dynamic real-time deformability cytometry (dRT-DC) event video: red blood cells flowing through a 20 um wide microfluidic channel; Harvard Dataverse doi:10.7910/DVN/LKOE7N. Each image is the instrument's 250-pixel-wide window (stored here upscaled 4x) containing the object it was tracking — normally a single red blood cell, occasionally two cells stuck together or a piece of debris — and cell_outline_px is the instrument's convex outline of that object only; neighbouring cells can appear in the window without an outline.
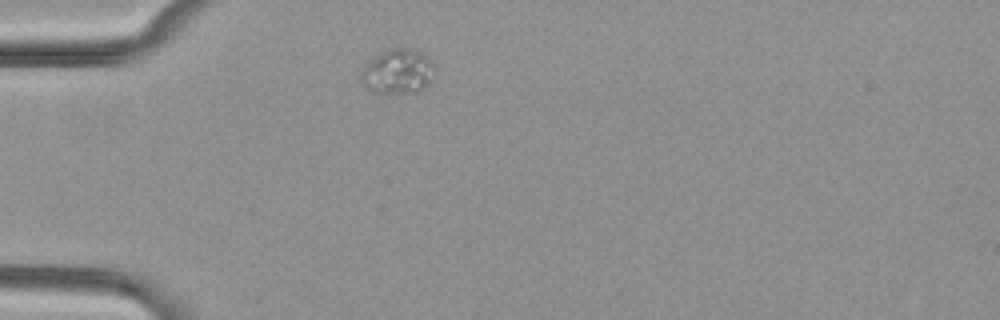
{"species": "common noctule bat (a hibernating species)", "species_latin": "Nyctalus noctula", "temperature_condition": "cold", "stored_images_in_passage": 1, "camera_frame_rate_fps": 3000, "um_per_image_px": 0.085, "animal": {"sex": "female", "body_mass_g": 29.2, "forearm_length_mm": 56.3}, "frame": {"image": 1, "passage_image": 1, "time_ms": 0.0, "image_size_px": [1000, 320], "cell_outline_px": [[432, 64], [428, 84], [420, 92], [380, 96], [364, 88], [360, 80], [364, 68], [380, 52], [388, 48], [412, 48], [428, 56], [432, 60]], "centroid_in_image_um": [33.76, 6.14], "position_along_channel_um": 51.2, "area_um2": 19.48}}